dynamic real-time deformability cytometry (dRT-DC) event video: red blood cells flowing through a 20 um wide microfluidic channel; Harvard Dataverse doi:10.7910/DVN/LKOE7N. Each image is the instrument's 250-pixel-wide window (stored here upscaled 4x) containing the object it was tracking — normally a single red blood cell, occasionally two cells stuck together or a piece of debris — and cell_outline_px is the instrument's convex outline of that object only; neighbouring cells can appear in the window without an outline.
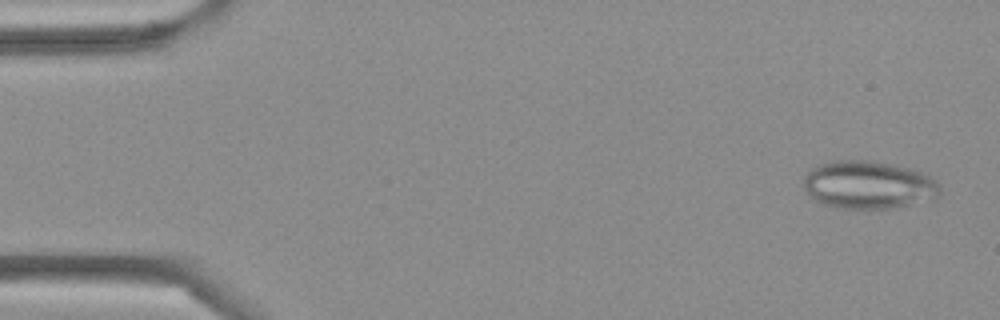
{"species": "Egyptian fruit bat (a non-hibernating species)", "species_latin": "Rousettus aegyptiacus", "temperature_condition": "cold", "stored_images_in_passage": 4, "camera_frame_rate_fps": 3000, "um_per_image_px": 0.085, "frame": {"image": 1, "passage_image": 1, "time_ms": 0.0, "image_size_px": [1000, 320], "cell_outline_px": [[940, 196], [936, 200], [896, 208], [868, 212], [836, 208], [820, 204], [812, 200], [804, 188], [804, 176], [812, 168], [820, 164], [832, 160], [872, 160], [896, 164], [920, 172], [936, 180], [940, 184]], "centroid_in_image_um": [73.84, 15.77], "position_along_channel_um": 11.2, "area_um2": 39.77}}